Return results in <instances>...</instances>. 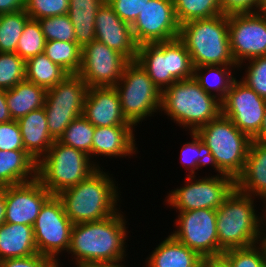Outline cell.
<instances>
[{"label": "cell", "mask_w": 266, "mask_h": 267, "mask_svg": "<svg viewBox=\"0 0 266 267\" xmlns=\"http://www.w3.org/2000/svg\"><path fill=\"white\" fill-rule=\"evenodd\" d=\"M122 216L117 212L102 220L73 225L68 252L76 256L77 267L123 260L127 236Z\"/></svg>", "instance_id": "obj_1"}, {"label": "cell", "mask_w": 266, "mask_h": 267, "mask_svg": "<svg viewBox=\"0 0 266 267\" xmlns=\"http://www.w3.org/2000/svg\"><path fill=\"white\" fill-rule=\"evenodd\" d=\"M97 167L87 179L57 195L73 224L98 221L117 213L116 186Z\"/></svg>", "instance_id": "obj_2"}, {"label": "cell", "mask_w": 266, "mask_h": 267, "mask_svg": "<svg viewBox=\"0 0 266 267\" xmlns=\"http://www.w3.org/2000/svg\"><path fill=\"white\" fill-rule=\"evenodd\" d=\"M178 38L188 50L194 67L236 65L230 50L228 15L182 24Z\"/></svg>", "instance_id": "obj_3"}, {"label": "cell", "mask_w": 266, "mask_h": 267, "mask_svg": "<svg viewBox=\"0 0 266 267\" xmlns=\"http://www.w3.org/2000/svg\"><path fill=\"white\" fill-rule=\"evenodd\" d=\"M253 200L251 195L235 188L217 208L219 254L229 249L249 247L263 240L261 235L264 233L259 228L263 221L255 213Z\"/></svg>", "instance_id": "obj_4"}, {"label": "cell", "mask_w": 266, "mask_h": 267, "mask_svg": "<svg viewBox=\"0 0 266 267\" xmlns=\"http://www.w3.org/2000/svg\"><path fill=\"white\" fill-rule=\"evenodd\" d=\"M216 97L206 93L194 78L180 80L162 91L160 109L195 132L221 114V101Z\"/></svg>", "instance_id": "obj_5"}, {"label": "cell", "mask_w": 266, "mask_h": 267, "mask_svg": "<svg viewBox=\"0 0 266 267\" xmlns=\"http://www.w3.org/2000/svg\"><path fill=\"white\" fill-rule=\"evenodd\" d=\"M136 61L161 92L174 82L194 76L191 56L179 38L139 45Z\"/></svg>", "instance_id": "obj_6"}, {"label": "cell", "mask_w": 266, "mask_h": 267, "mask_svg": "<svg viewBox=\"0 0 266 267\" xmlns=\"http://www.w3.org/2000/svg\"><path fill=\"white\" fill-rule=\"evenodd\" d=\"M89 159L86 153L55 140L37 162V179L52 195H58L98 169Z\"/></svg>", "instance_id": "obj_7"}, {"label": "cell", "mask_w": 266, "mask_h": 267, "mask_svg": "<svg viewBox=\"0 0 266 267\" xmlns=\"http://www.w3.org/2000/svg\"><path fill=\"white\" fill-rule=\"evenodd\" d=\"M195 132L211 150L218 167L236 180L244 169L252 139L222 114Z\"/></svg>", "instance_id": "obj_8"}, {"label": "cell", "mask_w": 266, "mask_h": 267, "mask_svg": "<svg viewBox=\"0 0 266 267\" xmlns=\"http://www.w3.org/2000/svg\"><path fill=\"white\" fill-rule=\"evenodd\" d=\"M114 87L125 118L134 126L161 107L162 92L136 60L126 64L122 78Z\"/></svg>", "instance_id": "obj_9"}, {"label": "cell", "mask_w": 266, "mask_h": 267, "mask_svg": "<svg viewBox=\"0 0 266 267\" xmlns=\"http://www.w3.org/2000/svg\"><path fill=\"white\" fill-rule=\"evenodd\" d=\"M73 223L67 217L57 195H52L42 206L33 225L38 253L53 261L59 252L68 251Z\"/></svg>", "instance_id": "obj_10"}, {"label": "cell", "mask_w": 266, "mask_h": 267, "mask_svg": "<svg viewBox=\"0 0 266 267\" xmlns=\"http://www.w3.org/2000/svg\"><path fill=\"white\" fill-rule=\"evenodd\" d=\"M187 183L180 189H175L167 196V202L179 211L217 208L236 188L235 179L228 175H218L211 178L195 180V175L187 176ZM191 181V182H190Z\"/></svg>", "instance_id": "obj_11"}, {"label": "cell", "mask_w": 266, "mask_h": 267, "mask_svg": "<svg viewBox=\"0 0 266 267\" xmlns=\"http://www.w3.org/2000/svg\"><path fill=\"white\" fill-rule=\"evenodd\" d=\"M81 54V67L77 74L88 87L115 86L129 62L123 54L96 39L85 45Z\"/></svg>", "instance_id": "obj_12"}, {"label": "cell", "mask_w": 266, "mask_h": 267, "mask_svg": "<svg viewBox=\"0 0 266 267\" xmlns=\"http://www.w3.org/2000/svg\"><path fill=\"white\" fill-rule=\"evenodd\" d=\"M265 110L266 100L236 79L221 101V114L251 139L260 132Z\"/></svg>", "instance_id": "obj_13"}, {"label": "cell", "mask_w": 266, "mask_h": 267, "mask_svg": "<svg viewBox=\"0 0 266 267\" xmlns=\"http://www.w3.org/2000/svg\"><path fill=\"white\" fill-rule=\"evenodd\" d=\"M230 50L237 67L245 59L266 56V18L262 13L228 15Z\"/></svg>", "instance_id": "obj_14"}, {"label": "cell", "mask_w": 266, "mask_h": 267, "mask_svg": "<svg viewBox=\"0 0 266 267\" xmlns=\"http://www.w3.org/2000/svg\"><path fill=\"white\" fill-rule=\"evenodd\" d=\"M135 43H157L179 37L173 0H149L131 25Z\"/></svg>", "instance_id": "obj_15"}, {"label": "cell", "mask_w": 266, "mask_h": 267, "mask_svg": "<svg viewBox=\"0 0 266 267\" xmlns=\"http://www.w3.org/2000/svg\"><path fill=\"white\" fill-rule=\"evenodd\" d=\"M179 212L176 220L179 228L171 235L202 258L219 255L216 210L205 208Z\"/></svg>", "instance_id": "obj_16"}, {"label": "cell", "mask_w": 266, "mask_h": 267, "mask_svg": "<svg viewBox=\"0 0 266 267\" xmlns=\"http://www.w3.org/2000/svg\"><path fill=\"white\" fill-rule=\"evenodd\" d=\"M52 194L36 178L5 187V222L33 226Z\"/></svg>", "instance_id": "obj_17"}, {"label": "cell", "mask_w": 266, "mask_h": 267, "mask_svg": "<svg viewBox=\"0 0 266 267\" xmlns=\"http://www.w3.org/2000/svg\"><path fill=\"white\" fill-rule=\"evenodd\" d=\"M94 25L97 41L120 52L129 61L136 60L138 45L134 41L131 25L119 18L107 0L99 7Z\"/></svg>", "instance_id": "obj_18"}, {"label": "cell", "mask_w": 266, "mask_h": 267, "mask_svg": "<svg viewBox=\"0 0 266 267\" xmlns=\"http://www.w3.org/2000/svg\"><path fill=\"white\" fill-rule=\"evenodd\" d=\"M83 116L94 127L133 125L122 112L119 93L114 86L89 87Z\"/></svg>", "instance_id": "obj_19"}, {"label": "cell", "mask_w": 266, "mask_h": 267, "mask_svg": "<svg viewBox=\"0 0 266 267\" xmlns=\"http://www.w3.org/2000/svg\"><path fill=\"white\" fill-rule=\"evenodd\" d=\"M235 184L240 192L266 200V143L251 140L244 169Z\"/></svg>", "instance_id": "obj_20"}, {"label": "cell", "mask_w": 266, "mask_h": 267, "mask_svg": "<svg viewBox=\"0 0 266 267\" xmlns=\"http://www.w3.org/2000/svg\"><path fill=\"white\" fill-rule=\"evenodd\" d=\"M17 123L25 151L38 162L55 142L49 134L44 107L31 111Z\"/></svg>", "instance_id": "obj_21"}, {"label": "cell", "mask_w": 266, "mask_h": 267, "mask_svg": "<svg viewBox=\"0 0 266 267\" xmlns=\"http://www.w3.org/2000/svg\"><path fill=\"white\" fill-rule=\"evenodd\" d=\"M133 128V125L95 127L91 154L124 157L135 153Z\"/></svg>", "instance_id": "obj_22"}, {"label": "cell", "mask_w": 266, "mask_h": 267, "mask_svg": "<svg viewBox=\"0 0 266 267\" xmlns=\"http://www.w3.org/2000/svg\"><path fill=\"white\" fill-rule=\"evenodd\" d=\"M38 254L33 226L6 223L0 225V261Z\"/></svg>", "instance_id": "obj_23"}, {"label": "cell", "mask_w": 266, "mask_h": 267, "mask_svg": "<svg viewBox=\"0 0 266 267\" xmlns=\"http://www.w3.org/2000/svg\"><path fill=\"white\" fill-rule=\"evenodd\" d=\"M203 258L169 235L150 255L148 267H202Z\"/></svg>", "instance_id": "obj_24"}, {"label": "cell", "mask_w": 266, "mask_h": 267, "mask_svg": "<svg viewBox=\"0 0 266 267\" xmlns=\"http://www.w3.org/2000/svg\"><path fill=\"white\" fill-rule=\"evenodd\" d=\"M36 178L37 162L26 151L0 150V187L29 182Z\"/></svg>", "instance_id": "obj_25"}, {"label": "cell", "mask_w": 266, "mask_h": 267, "mask_svg": "<svg viewBox=\"0 0 266 267\" xmlns=\"http://www.w3.org/2000/svg\"><path fill=\"white\" fill-rule=\"evenodd\" d=\"M47 90L35 83L24 80L6 90V101L12 120H19L33 110L45 105Z\"/></svg>", "instance_id": "obj_26"}, {"label": "cell", "mask_w": 266, "mask_h": 267, "mask_svg": "<svg viewBox=\"0 0 266 267\" xmlns=\"http://www.w3.org/2000/svg\"><path fill=\"white\" fill-rule=\"evenodd\" d=\"M104 1L69 0L67 15L74 26L76 42L81 48L95 40L96 14Z\"/></svg>", "instance_id": "obj_27"}, {"label": "cell", "mask_w": 266, "mask_h": 267, "mask_svg": "<svg viewBox=\"0 0 266 267\" xmlns=\"http://www.w3.org/2000/svg\"><path fill=\"white\" fill-rule=\"evenodd\" d=\"M88 85L78 74H69L47 90L44 106L84 107Z\"/></svg>", "instance_id": "obj_28"}, {"label": "cell", "mask_w": 266, "mask_h": 267, "mask_svg": "<svg viewBox=\"0 0 266 267\" xmlns=\"http://www.w3.org/2000/svg\"><path fill=\"white\" fill-rule=\"evenodd\" d=\"M67 75L59 65L53 63L45 53L26 60L25 80L48 90L56 86Z\"/></svg>", "instance_id": "obj_29"}, {"label": "cell", "mask_w": 266, "mask_h": 267, "mask_svg": "<svg viewBox=\"0 0 266 267\" xmlns=\"http://www.w3.org/2000/svg\"><path fill=\"white\" fill-rule=\"evenodd\" d=\"M82 48L77 42L46 41L44 53L68 74H77L81 67Z\"/></svg>", "instance_id": "obj_30"}, {"label": "cell", "mask_w": 266, "mask_h": 267, "mask_svg": "<svg viewBox=\"0 0 266 267\" xmlns=\"http://www.w3.org/2000/svg\"><path fill=\"white\" fill-rule=\"evenodd\" d=\"M173 5L180 25L223 14L221 0H173Z\"/></svg>", "instance_id": "obj_31"}, {"label": "cell", "mask_w": 266, "mask_h": 267, "mask_svg": "<svg viewBox=\"0 0 266 267\" xmlns=\"http://www.w3.org/2000/svg\"><path fill=\"white\" fill-rule=\"evenodd\" d=\"M230 66L236 67V65H210L194 67L193 78L199 83V85L206 93L212 94L211 92L213 90L217 92V95L219 96L218 99L222 101L225 98L226 93L229 91L232 82L236 79L233 77V75H231V72L229 71L231 68ZM205 69L208 71L207 73H213V78H216L212 80V77L210 78L209 74L206 75V73L204 74V72L202 74V70Z\"/></svg>", "instance_id": "obj_32"}, {"label": "cell", "mask_w": 266, "mask_h": 267, "mask_svg": "<svg viewBox=\"0 0 266 267\" xmlns=\"http://www.w3.org/2000/svg\"><path fill=\"white\" fill-rule=\"evenodd\" d=\"M30 16L25 9L7 14H0V52L15 53L18 40Z\"/></svg>", "instance_id": "obj_33"}, {"label": "cell", "mask_w": 266, "mask_h": 267, "mask_svg": "<svg viewBox=\"0 0 266 267\" xmlns=\"http://www.w3.org/2000/svg\"><path fill=\"white\" fill-rule=\"evenodd\" d=\"M95 127L83 116L74 119L59 138L62 144L80 150L91 157Z\"/></svg>", "instance_id": "obj_34"}, {"label": "cell", "mask_w": 266, "mask_h": 267, "mask_svg": "<svg viewBox=\"0 0 266 267\" xmlns=\"http://www.w3.org/2000/svg\"><path fill=\"white\" fill-rule=\"evenodd\" d=\"M193 140L187 144L183 145L181 152V162L186 164L191 168V175L195 173V170H198L199 167L211 163L215 170H217L220 175H226L217 165L215 157L212 155L211 150L208 146L202 142L200 137L196 132H191Z\"/></svg>", "instance_id": "obj_35"}, {"label": "cell", "mask_w": 266, "mask_h": 267, "mask_svg": "<svg viewBox=\"0 0 266 267\" xmlns=\"http://www.w3.org/2000/svg\"><path fill=\"white\" fill-rule=\"evenodd\" d=\"M45 43L46 40L39 21L29 19L24 25L15 53L26 61L31 57L44 53Z\"/></svg>", "instance_id": "obj_36"}, {"label": "cell", "mask_w": 266, "mask_h": 267, "mask_svg": "<svg viewBox=\"0 0 266 267\" xmlns=\"http://www.w3.org/2000/svg\"><path fill=\"white\" fill-rule=\"evenodd\" d=\"M26 61L16 53L0 52V89H12L25 80Z\"/></svg>", "instance_id": "obj_37"}, {"label": "cell", "mask_w": 266, "mask_h": 267, "mask_svg": "<svg viewBox=\"0 0 266 267\" xmlns=\"http://www.w3.org/2000/svg\"><path fill=\"white\" fill-rule=\"evenodd\" d=\"M44 109L49 134L54 140H59L69 124L84 111V107L44 106Z\"/></svg>", "instance_id": "obj_38"}, {"label": "cell", "mask_w": 266, "mask_h": 267, "mask_svg": "<svg viewBox=\"0 0 266 267\" xmlns=\"http://www.w3.org/2000/svg\"><path fill=\"white\" fill-rule=\"evenodd\" d=\"M38 21L46 41L76 42L74 26L67 14L45 17Z\"/></svg>", "instance_id": "obj_39"}, {"label": "cell", "mask_w": 266, "mask_h": 267, "mask_svg": "<svg viewBox=\"0 0 266 267\" xmlns=\"http://www.w3.org/2000/svg\"><path fill=\"white\" fill-rule=\"evenodd\" d=\"M261 247H256V244L244 247L229 249L223 254L232 262L233 267H260L266 261L265 246L260 241Z\"/></svg>", "instance_id": "obj_40"}, {"label": "cell", "mask_w": 266, "mask_h": 267, "mask_svg": "<svg viewBox=\"0 0 266 267\" xmlns=\"http://www.w3.org/2000/svg\"><path fill=\"white\" fill-rule=\"evenodd\" d=\"M69 0H26L25 11L30 19L39 20L45 17L66 15Z\"/></svg>", "instance_id": "obj_41"}, {"label": "cell", "mask_w": 266, "mask_h": 267, "mask_svg": "<svg viewBox=\"0 0 266 267\" xmlns=\"http://www.w3.org/2000/svg\"><path fill=\"white\" fill-rule=\"evenodd\" d=\"M249 61L247 76L243 77L242 82L266 100V56L252 58Z\"/></svg>", "instance_id": "obj_42"}, {"label": "cell", "mask_w": 266, "mask_h": 267, "mask_svg": "<svg viewBox=\"0 0 266 267\" xmlns=\"http://www.w3.org/2000/svg\"><path fill=\"white\" fill-rule=\"evenodd\" d=\"M0 150L1 151H25L20 128L15 120L0 123Z\"/></svg>", "instance_id": "obj_43"}, {"label": "cell", "mask_w": 266, "mask_h": 267, "mask_svg": "<svg viewBox=\"0 0 266 267\" xmlns=\"http://www.w3.org/2000/svg\"><path fill=\"white\" fill-rule=\"evenodd\" d=\"M149 0H107L121 20L132 25Z\"/></svg>", "instance_id": "obj_44"}, {"label": "cell", "mask_w": 266, "mask_h": 267, "mask_svg": "<svg viewBox=\"0 0 266 267\" xmlns=\"http://www.w3.org/2000/svg\"><path fill=\"white\" fill-rule=\"evenodd\" d=\"M53 260L35 254L28 257L9 258L0 261V267H48Z\"/></svg>", "instance_id": "obj_45"}, {"label": "cell", "mask_w": 266, "mask_h": 267, "mask_svg": "<svg viewBox=\"0 0 266 267\" xmlns=\"http://www.w3.org/2000/svg\"><path fill=\"white\" fill-rule=\"evenodd\" d=\"M259 0H221L222 13L224 15L257 12ZM256 8H255V7Z\"/></svg>", "instance_id": "obj_46"}, {"label": "cell", "mask_w": 266, "mask_h": 267, "mask_svg": "<svg viewBox=\"0 0 266 267\" xmlns=\"http://www.w3.org/2000/svg\"><path fill=\"white\" fill-rule=\"evenodd\" d=\"M202 267H233L232 262L222 253L204 257Z\"/></svg>", "instance_id": "obj_47"}, {"label": "cell", "mask_w": 266, "mask_h": 267, "mask_svg": "<svg viewBox=\"0 0 266 267\" xmlns=\"http://www.w3.org/2000/svg\"><path fill=\"white\" fill-rule=\"evenodd\" d=\"M26 0H0V14L14 13L25 9Z\"/></svg>", "instance_id": "obj_48"}, {"label": "cell", "mask_w": 266, "mask_h": 267, "mask_svg": "<svg viewBox=\"0 0 266 267\" xmlns=\"http://www.w3.org/2000/svg\"><path fill=\"white\" fill-rule=\"evenodd\" d=\"M12 117L6 101V90L0 89V123L9 122Z\"/></svg>", "instance_id": "obj_49"}, {"label": "cell", "mask_w": 266, "mask_h": 267, "mask_svg": "<svg viewBox=\"0 0 266 267\" xmlns=\"http://www.w3.org/2000/svg\"><path fill=\"white\" fill-rule=\"evenodd\" d=\"M5 222V187H0V225Z\"/></svg>", "instance_id": "obj_50"}, {"label": "cell", "mask_w": 266, "mask_h": 267, "mask_svg": "<svg viewBox=\"0 0 266 267\" xmlns=\"http://www.w3.org/2000/svg\"><path fill=\"white\" fill-rule=\"evenodd\" d=\"M253 139L266 143V110H265L263 124L260 129V132Z\"/></svg>", "instance_id": "obj_51"}, {"label": "cell", "mask_w": 266, "mask_h": 267, "mask_svg": "<svg viewBox=\"0 0 266 267\" xmlns=\"http://www.w3.org/2000/svg\"><path fill=\"white\" fill-rule=\"evenodd\" d=\"M85 267H125V266L120 265V263H115V264H94Z\"/></svg>", "instance_id": "obj_52"}, {"label": "cell", "mask_w": 266, "mask_h": 267, "mask_svg": "<svg viewBox=\"0 0 266 267\" xmlns=\"http://www.w3.org/2000/svg\"><path fill=\"white\" fill-rule=\"evenodd\" d=\"M257 12L264 13L266 11V0H259Z\"/></svg>", "instance_id": "obj_53"}, {"label": "cell", "mask_w": 266, "mask_h": 267, "mask_svg": "<svg viewBox=\"0 0 266 267\" xmlns=\"http://www.w3.org/2000/svg\"><path fill=\"white\" fill-rule=\"evenodd\" d=\"M48 267H59L58 260L52 261Z\"/></svg>", "instance_id": "obj_54"}, {"label": "cell", "mask_w": 266, "mask_h": 267, "mask_svg": "<svg viewBox=\"0 0 266 267\" xmlns=\"http://www.w3.org/2000/svg\"><path fill=\"white\" fill-rule=\"evenodd\" d=\"M265 212H266V210H265ZM265 217H266V215H265ZM264 235H266V234H264ZM262 242L264 243V245H266V236L263 237Z\"/></svg>", "instance_id": "obj_55"}, {"label": "cell", "mask_w": 266, "mask_h": 267, "mask_svg": "<svg viewBox=\"0 0 266 267\" xmlns=\"http://www.w3.org/2000/svg\"><path fill=\"white\" fill-rule=\"evenodd\" d=\"M260 267H266V261Z\"/></svg>", "instance_id": "obj_56"}]
</instances>
